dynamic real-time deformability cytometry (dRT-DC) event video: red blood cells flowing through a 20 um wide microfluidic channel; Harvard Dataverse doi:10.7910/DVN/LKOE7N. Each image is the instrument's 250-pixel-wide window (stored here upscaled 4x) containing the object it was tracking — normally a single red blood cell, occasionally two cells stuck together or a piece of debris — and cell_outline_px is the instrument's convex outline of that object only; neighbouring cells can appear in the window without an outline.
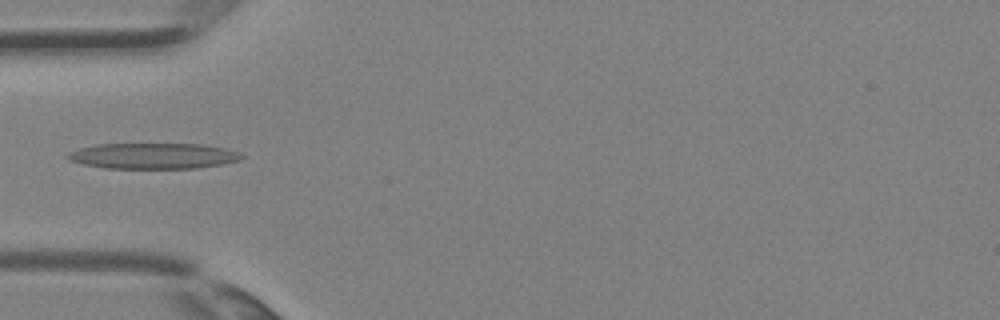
{"species": "Egyptian fruit bat (a non-hibernating species)", "species_latin": "Rousettus aegyptiacus", "temperature_condition": "room temperature", "stored_images_in_passage": 2, "camera_frame_rate_fps": 3000, "um_per_image_px": 0.085, "animal": {"sex": "female"}, "frame": {"image": 1, "passage_image": 2, "time_ms": 0.333, "image_size_px": [1000, 320], "cell_outline_px": [[244, 156], [240, 160], [224, 164], [196, 168], [104, 168], [84, 164], [68, 160], [64, 156], [68, 152], [80, 148], [96, 144], [204, 144], [228, 148], [240, 152]], "centroid_in_image_um": [13.05, 13.25], "position_along_channel_um": 72.0, "area_um2": 26.36}}